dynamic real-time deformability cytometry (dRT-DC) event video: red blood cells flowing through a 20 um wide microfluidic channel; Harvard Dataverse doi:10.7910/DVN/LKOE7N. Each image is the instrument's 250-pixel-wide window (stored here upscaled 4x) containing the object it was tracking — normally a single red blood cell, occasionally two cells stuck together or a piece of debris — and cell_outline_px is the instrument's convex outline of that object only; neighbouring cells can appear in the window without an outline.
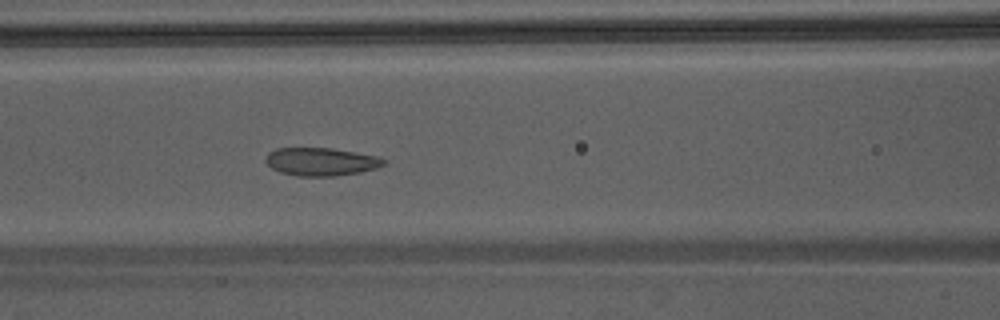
{"species": "Egyptian fruit bat (a non-hibernating species)", "species_latin": "Rousettus aegyptiacus", "temperature_condition": "warm", "stored_images_in_passage": 38, "camera_frame_rate_fps": 3000, "um_per_image_px": 0.085, "animal": {"sex": "male"}, "frame": {"image": 1, "passage_image": 12, "time_ms": 3.667, "image_size_px": [1000, 320], "cell_outline_px": [[388, 164], [376, 168], [360, 172], [336, 176], [296, 176], [280, 172], [272, 168], [264, 160], [268, 152], [276, 148], [332, 148], [376, 156], [388, 160]], "centroid_in_image_um": [27.3, 13.74], "position_along_channel_um": 139.3, "area_um2": 19.42}}
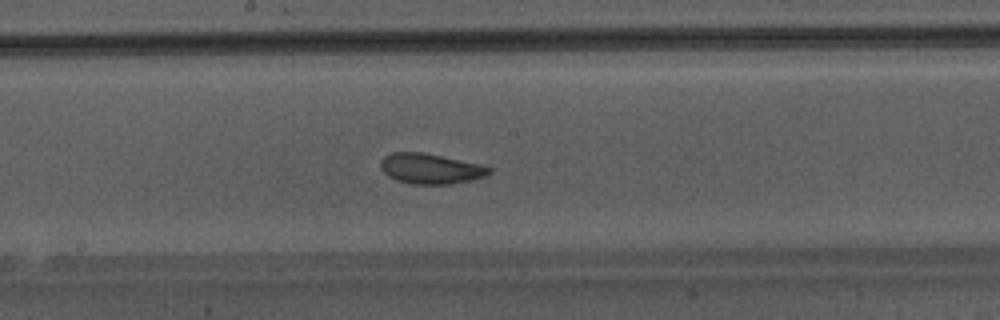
{"frame": {"image": 2, "passage_image": 17, "time_ms": 5.333, "image_size_px": [1000, 320], "cell_outline_px": [[492, 172], [484, 176], [452, 184], [412, 184], [396, 180], [388, 176], [380, 168], [380, 160], [384, 156], [392, 152], [420, 152], [484, 164], [492, 168]], "centroid_in_image_um": [36.59, 14.33], "position_along_channel_um": 211.6, "area_um2": 19.25}}